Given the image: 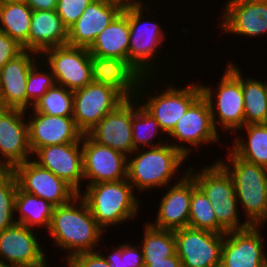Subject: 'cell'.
Masks as SVG:
<instances>
[{
  "instance_id": "d590c367",
  "label": "cell",
  "mask_w": 267,
  "mask_h": 267,
  "mask_svg": "<svg viewBox=\"0 0 267 267\" xmlns=\"http://www.w3.org/2000/svg\"><path fill=\"white\" fill-rule=\"evenodd\" d=\"M54 75L46 64L39 59L30 69L26 84L27 110L55 85Z\"/></svg>"
},
{
  "instance_id": "b9f144b4",
  "label": "cell",
  "mask_w": 267,
  "mask_h": 267,
  "mask_svg": "<svg viewBox=\"0 0 267 267\" xmlns=\"http://www.w3.org/2000/svg\"><path fill=\"white\" fill-rule=\"evenodd\" d=\"M144 267H182V262L177 253H175L173 256L162 260L144 261Z\"/></svg>"
},
{
  "instance_id": "836d02e7",
  "label": "cell",
  "mask_w": 267,
  "mask_h": 267,
  "mask_svg": "<svg viewBox=\"0 0 267 267\" xmlns=\"http://www.w3.org/2000/svg\"><path fill=\"white\" fill-rule=\"evenodd\" d=\"M189 227L225 234L227 231L217 222L216 214L204 192L193 178V191L190 200Z\"/></svg>"
},
{
  "instance_id": "3957f363",
  "label": "cell",
  "mask_w": 267,
  "mask_h": 267,
  "mask_svg": "<svg viewBox=\"0 0 267 267\" xmlns=\"http://www.w3.org/2000/svg\"><path fill=\"white\" fill-rule=\"evenodd\" d=\"M153 6L151 5L150 7L144 1V3L142 2L129 7L130 40L128 60L142 77L153 76L159 79L157 76L161 74H159L157 69L160 68L161 63L166 65L167 60L166 58L163 62L162 55L164 56V54L161 51L164 50L161 47L170 36L167 38L166 28H163L159 21L151 17L156 13L154 10L152 11Z\"/></svg>"
},
{
  "instance_id": "5bb4252c",
  "label": "cell",
  "mask_w": 267,
  "mask_h": 267,
  "mask_svg": "<svg viewBox=\"0 0 267 267\" xmlns=\"http://www.w3.org/2000/svg\"><path fill=\"white\" fill-rule=\"evenodd\" d=\"M11 172L20 190L43 198L54 207L64 205L78 195L64 180L40 167L32 159L15 166Z\"/></svg>"
},
{
  "instance_id": "6da1fadb",
  "label": "cell",
  "mask_w": 267,
  "mask_h": 267,
  "mask_svg": "<svg viewBox=\"0 0 267 267\" xmlns=\"http://www.w3.org/2000/svg\"><path fill=\"white\" fill-rule=\"evenodd\" d=\"M46 232L56 248L65 251L63 261L79 253L97 251L106 233L79 194L70 202L54 207Z\"/></svg>"
},
{
  "instance_id": "2e32d148",
  "label": "cell",
  "mask_w": 267,
  "mask_h": 267,
  "mask_svg": "<svg viewBox=\"0 0 267 267\" xmlns=\"http://www.w3.org/2000/svg\"><path fill=\"white\" fill-rule=\"evenodd\" d=\"M84 186L127 179V156L82 135ZM86 182V185H85Z\"/></svg>"
},
{
  "instance_id": "7402d4cb",
  "label": "cell",
  "mask_w": 267,
  "mask_h": 267,
  "mask_svg": "<svg viewBox=\"0 0 267 267\" xmlns=\"http://www.w3.org/2000/svg\"><path fill=\"white\" fill-rule=\"evenodd\" d=\"M165 188L166 191H164L158 204L156 219L147 222L155 228L172 231L187 227L193 177L187 173L180 181Z\"/></svg>"
},
{
  "instance_id": "cb8c5ba5",
  "label": "cell",
  "mask_w": 267,
  "mask_h": 267,
  "mask_svg": "<svg viewBox=\"0 0 267 267\" xmlns=\"http://www.w3.org/2000/svg\"><path fill=\"white\" fill-rule=\"evenodd\" d=\"M117 3L93 0L68 29L67 45L90 48L97 36L123 11Z\"/></svg>"
},
{
  "instance_id": "bcb514c9",
  "label": "cell",
  "mask_w": 267,
  "mask_h": 267,
  "mask_svg": "<svg viewBox=\"0 0 267 267\" xmlns=\"http://www.w3.org/2000/svg\"><path fill=\"white\" fill-rule=\"evenodd\" d=\"M8 172V170L0 163V179Z\"/></svg>"
},
{
  "instance_id": "277c9868",
  "label": "cell",
  "mask_w": 267,
  "mask_h": 267,
  "mask_svg": "<svg viewBox=\"0 0 267 267\" xmlns=\"http://www.w3.org/2000/svg\"><path fill=\"white\" fill-rule=\"evenodd\" d=\"M83 190L79 195L105 232H108L110 227H119L120 224L139 218L138 213L143 202L139 200V193H135L127 179L99 182L87 185Z\"/></svg>"
},
{
  "instance_id": "484cf974",
  "label": "cell",
  "mask_w": 267,
  "mask_h": 267,
  "mask_svg": "<svg viewBox=\"0 0 267 267\" xmlns=\"http://www.w3.org/2000/svg\"><path fill=\"white\" fill-rule=\"evenodd\" d=\"M68 29L56 10L33 11L28 34V51H43L67 45Z\"/></svg>"
},
{
  "instance_id": "83f0119b",
  "label": "cell",
  "mask_w": 267,
  "mask_h": 267,
  "mask_svg": "<svg viewBox=\"0 0 267 267\" xmlns=\"http://www.w3.org/2000/svg\"><path fill=\"white\" fill-rule=\"evenodd\" d=\"M239 131L246 133L244 139ZM234 136L230 149L239 158L267 168V123L244 125Z\"/></svg>"
},
{
  "instance_id": "7dc6e473",
  "label": "cell",
  "mask_w": 267,
  "mask_h": 267,
  "mask_svg": "<svg viewBox=\"0 0 267 267\" xmlns=\"http://www.w3.org/2000/svg\"><path fill=\"white\" fill-rule=\"evenodd\" d=\"M4 264L2 262V260L0 259V267H2Z\"/></svg>"
},
{
  "instance_id": "4fadbf2b",
  "label": "cell",
  "mask_w": 267,
  "mask_h": 267,
  "mask_svg": "<svg viewBox=\"0 0 267 267\" xmlns=\"http://www.w3.org/2000/svg\"><path fill=\"white\" fill-rule=\"evenodd\" d=\"M41 244L33 228L16 223L0 232V259L10 267H49Z\"/></svg>"
},
{
  "instance_id": "ba28073f",
  "label": "cell",
  "mask_w": 267,
  "mask_h": 267,
  "mask_svg": "<svg viewBox=\"0 0 267 267\" xmlns=\"http://www.w3.org/2000/svg\"><path fill=\"white\" fill-rule=\"evenodd\" d=\"M202 167L197 171L189 165L188 173L210 201L217 222L227 232L248 228L250 225L244 220L241 221L235 187L229 172L216 158L211 165Z\"/></svg>"
},
{
  "instance_id": "ab89813d",
  "label": "cell",
  "mask_w": 267,
  "mask_h": 267,
  "mask_svg": "<svg viewBox=\"0 0 267 267\" xmlns=\"http://www.w3.org/2000/svg\"><path fill=\"white\" fill-rule=\"evenodd\" d=\"M65 262L70 267H112L98 250L76 254Z\"/></svg>"
},
{
  "instance_id": "7c38bea8",
  "label": "cell",
  "mask_w": 267,
  "mask_h": 267,
  "mask_svg": "<svg viewBox=\"0 0 267 267\" xmlns=\"http://www.w3.org/2000/svg\"><path fill=\"white\" fill-rule=\"evenodd\" d=\"M174 236L182 267H220L224 234L187 226Z\"/></svg>"
},
{
  "instance_id": "e0dca14e",
  "label": "cell",
  "mask_w": 267,
  "mask_h": 267,
  "mask_svg": "<svg viewBox=\"0 0 267 267\" xmlns=\"http://www.w3.org/2000/svg\"><path fill=\"white\" fill-rule=\"evenodd\" d=\"M26 114L22 109L0 108V163L8 171L32 159Z\"/></svg>"
},
{
  "instance_id": "52a82bcc",
  "label": "cell",
  "mask_w": 267,
  "mask_h": 267,
  "mask_svg": "<svg viewBox=\"0 0 267 267\" xmlns=\"http://www.w3.org/2000/svg\"><path fill=\"white\" fill-rule=\"evenodd\" d=\"M227 63L220 81L216 84L217 87L203 85L201 82L200 86L202 96L210 106L215 130L224 134L227 131L226 134L233 136V132L236 133L244 126L243 72L235 62L229 61Z\"/></svg>"
},
{
  "instance_id": "d6a6232c",
  "label": "cell",
  "mask_w": 267,
  "mask_h": 267,
  "mask_svg": "<svg viewBox=\"0 0 267 267\" xmlns=\"http://www.w3.org/2000/svg\"><path fill=\"white\" fill-rule=\"evenodd\" d=\"M142 241L138 243L143 252L144 261H158L176 253L174 231L158 229L144 222Z\"/></svg>"
},
{
  "instance_id": "4316f807",
  "label": "cell",
  "mask_w": 267,
  "mask_h": 267,
  "mask_svg": "<svg viewBox=\"0 0 267 267\" xmlns=\"http://www.w3.org/2000/svg\"><path fill=\"white\" fill-rule=\"evenodd\" d=\"M130 40L129 7L123 11L97 36L89 48L93 55L128 60Z\"/></svg>"
},
{
  "instance_id": "ee69618b",
  "label": "cell",
  "mask_w": 267,
  "mask_h": 267,
  "mask_svg": "<svg viewBox=\"0 0 267 267\" xmlns=\"http://www.w3.org/2000/svg\"><path fill=\"white\" fill-rule=\"evenodd\" d=\"M105 1L117 3L120 6H122L123 8H125V7H130L132 5L140 4V3L144 2L145 0H105ZM146 1L147 2L151 1V3H152L153 0H146Z\"/></svg>"
},
{
  "instance_id": "1f68e13d",
  "label": "cell",
  "mask_w": 267,
  "mask_h": 267,
  "mask_svg": "<svg viewBox=\"0 0 267 267\" xmlns=\"http://www.w3.org/2000/svg\"><path fill=\"white\" fill-rule=\"evenodd\" d=\"M242 74L244 125L267 123V88L264 79Z\"/></svg>"
},
{
  "instance_id": "9c48e42d",
  "label": "cell",
  "mask_w": 267,
  "mask_h": 267,
  "mask_svg": "<svg viewBox=\"0 0 267 267\" xmlns=\"http://www.w3.org/2000/svg\"><path fill=\"white\" fill-rule=\"evenodd\" d=\"M166 138L167 143L179 149L188 158L191 152H197L203 145L212 147L216 142L221 144V136L212 122L210 106L202 95L188 108Z\"/></svg>"
},
{
  "instance_id": "603a6c76",
  "label": "cell",
  "mask_w": 267,
  "mask_h": 267,
  "mask_svg": "<svg viewBox=\"0 0 267 267\" xmlns=\"http://www.w3.org/2000/svg\"><path fill=\"white\" fill-rule=\"evenodd\" d=\"M39 59V54L23 50L0 69V108L27 111L28 73Z\"/></svg>"
},
{
  "instance_id": "30bf717a",
  "label": "cell",
  "mask_w": 267,
  "mask_h": 267,
  "mask_svg": "<svg viewBox=\"0 0 267 267\" xmlns=\"http://www.w3.org/2000/svg\"><path fill=\"white\" fill-rule=\"evenodd\" d=\"M88 48L64 45L43 51L39 56L54 75L55 83L77 90L92 82Z\"/></svg>"
},
{
  "instance_id": "74e56055",
  "label": "cell",
  "mask_w": 267,
  "mask_h": 267,
  "mask_svg": "<svg viewBox=\"0 0 267 267\" xmlns=\"http://www.w3.org/2000/svg\"><path fill=\"white\" fill-rule=\"evenodd\" d=\"M100 249L98 251L112 267H144L143 252L138 243L127 242L121 243L117 247L116 245L115 247L112 246L109 248L111 251H108V254H105V251L103 252Z\"/></svg>"
},
{
  "instance_id": "e575fe53",
  "label": "cell",
  "mask_w": 267,
  "mask_h": 267,
  "mask_svg": "<svg viewBox=\"0 0 267 267\" xmlns=\"http://www.w3.org/2000/svg\"><path fill=\"white\" fill-rule=\"evenodd\" d=\"M30 111L51 116H73V91L55 84L34 103Z\"/></svg>"
},
{
  "instance_id": "d4e9b609",
  "label": "cell",
  "mask_w": 267,
  "mask_h": 267,
  "mask_svg": "<svg viewBox=\"0 0 267 267\" xmlns=\"http://www.w3.org/2000/svg\"><path fill=\"white\" fill-rule=\"evenodd\" d=\"M92 80L116 89L125 99L137 96L141 74L129 60L90 54Z\"/></svg>"
},
{
  "instance_id": "7bdbcfd3",
  "label": "cell",
  "mask_w": 267,
  "mask_h": 267,
  "mask_svg": "<svg viewBox=\"0 0 267 267\" xmlns=\"http://www.w3.org/2000/svg\"><path fill=\"white\" fill-rule=\"evenodd\" d=\"M58 0H26L32 11L56 10Z\"/></svg>"
},
{
  "instance_id": "9a60e30c",
  "label": "cell",
  "mask_w": 267,
  "mask_h": 267,
  "mask_svg": "<svg viewBox=\"0 0 267 267\" xmlns=\"http://www.w3.org/2000/svg\"><path fill=\"white\" fill-rule=\"evenodd\" d=\"M220 12L217 20L222 34L267 35V0H227Z\"/></svg>"
},
{
  "instance_id": "ac0fdd59",
  "label": "cell",
  "mask_w": 267,
  "mask_h": 267,
  "mask_svg": "<svg viewBox=\"0 0 267 267\" xmlns=\"http://www.w3.org/2000/svg\"><path fill=\"white\" fill-rule=\"evenodd\" d=\"M32 156V160L40 167L64 180L78 194L83 190L82 137L74 143L44 146Z\"/></svg>"
},
{
  "instance_id": "f35d334b",
  "label": "cell",
  "mask_w": 267,
  "mask_h": 267,
  "mask_svg": "<svg viewBox=\"0 0 267 267\" xmlns=\"http://www.w3.org/2000/svg\"><path fill=\"white\" fill-rule=\"evenodd\" d=\"M93 0H58L56 12L69 29Z\"/></svg>"
},
{
  "instance_id": "8d00e7d4",
  "label": "cell",
  "mask_w": 267,
  "mask_h": 267,
  "mask_svg": "<svg viewBox=\"0 0 267 267\" xmlns=\"http://www.w3.org/2000/svg\"><path fill=\"white\" fill-rule=\"evenodd\" d=\"M17 188L15 175L8 171L0 179V232L16 224L14 205Z\"/></svg>"
},
{
  "instance_id": "5b68a950",
  "label": "cell",
  "mask_w": 267,
  "mask_h": 267,
  "mask_svg": "<svg viewBox=\"0 0 267 267\" xmlns=\"http://www.w3.org/2000/svg\"><path fill=\"white\" fill-rule=\"evenodd\" d=\"M224 147L229 150L227 163L221 157L217 161L232 177L239 208L246 215L245 221L251 226H264L267 222V168L243 160L230 147Z\"/></svg>"
},
{
  "instance_id": "f1b7e54d",
  "label": "cell",
  "mask_w": 267,
  "mask_h": 267,
  "mask_svg": "<svg viewBox=\"0 0 267 267\" xmlns=\"http://www.w3.org/2000/svg\"><path fill=\"white\" fill-rule=\"evenodd\" d=\"M54 206L36 195L17 188L15 195V220L17 224L33 229H49ZM19 215V216H17Z\"/></svg>"
},
{
  "instance_id": "8992f818",
  "label": "cell",
  "mask_w": 267,
  "mask_h": 267,
  "mask_svg": "<svg viewBox=\"0 0 267 267\" xmlns=\"http://www.w3.org/2000/svg\"><path fill=\"white\" fill-rule=\"evenodd\" d=\"M151 82L158 83V80L156 81L153 76L142 77L136 98L140 105L156 119L161 130L167 136L188 108L202 95L201 86L200 83H194L192 80L193 83L189 82L185 87L178 86V88L173 83L168 82L167 84L165 80V83H161L165 89L163 88L161 91L159 88L154 89L157 85L159 87L160 81L158 84L154 83V86Z\"/></svg>"
},
{
  "instance_id": "44dd1931",
  "label": "cell",
  "mask_w": 267,
  "mask_h": 267,
  "mask_svg": "<svg viewBox=\"0 0 267 267\" xmlns=\"http://www.w3.org/2000/svg\"><path fill=\"white\" fill-rule=\"evenodd\" d=\"M29 145L32 155L44 146L78 142L83 133L72 116H51L27 110ZM32 113V114H31Z\"/></svg>"
},
{
  "instance_id": "7a4b0ae2",
  "label": "cell",
  "mask_w": 267,
  "mask_h": 267,
  "mask_svg": "<svg viewBox=\"0 0 267 267\" xmlns=\"http://www.w3.org/2000/svg\"><path fill=\"white\" fill-rule=\"evenodd\" d=\"M187 158L170 143L134 150L127 157V180L136 193L151 192L156 188L165 190L166 186L180 181L188 173V167L181 170L183 163L189 160ZM174 177L177 181H173Z\"/></svg>"
},
{
  "instance_id": "ffe728a7",
  "label": "cell",
  "mask_w": 267,
  "mask_h": 267,
  "mask_svg": "<svg viewBox=\"0 0 267 267\" xmlns=\"http://www.w3.org/2000/svg\"><path fill=\"white\" fill-rule=\"evenodd\" d=\"M133 98L125 99L86 134L95 142L127 157L134 151L132 137Z\"/></svg>"
},
{
  "instance_id": "8fae6325",
  "label": "cell",
  "mask_w": 267,
  "mask_h": 267,
  "mask_svg": "<svg viewBox=\"0 0 267 267\" xmlns=\"http://www.w3.org/2000/svg\"><path fill=\"white\" fill-rule=\"evenodd\" d=\"M124 100L116 89L94 81L74 90L72 117L76 127L86 134Z\"/></svg>"
},
{
  "instance_id": "f6af8a7d",
  "label": "cell",
  "mask_w": 267,
  "mask_h": 267,
  "mask_svg": "<svg viewBox=\"0 0 267 267\" xmlns=\"http://www.w3.org/2000/svg\"><path fill=\"white\" fill-rule=\"evenodd\" d=\"M26 2V0H0V3H21Z\"/></svg>"
},
{
  "instance_id": "f546056e",
  "label": "cell",
  "mask_w": 267,
  "mask_h": 267,
  "mask_svg": "<svg viewBox=\"0 0 267 267\" xmlns=\"http://www.w3.org/2000/svg\"><path fill=\"white\" fill-rule=\"evenodd\" d=\"M32 13L26 2L0 3V30L27 51Z\"/></svg>"
},
{
  "instance_id": "4dcf8cb0",
  "label": "cell",
  "mask_w": 267,
  "mask_h": 267,
  "mask_svg": "<svg viewBox=\"0 0 267 267\" xmlns=\"http://www.w3.org/2000/svg\"><path fill=\"white\" fill-rule=\"evenodd\" d=\"M162 135L166 137L156 119L140 105L136 97H133L132 137L134 150L167 143V138L164 137L159 141L153 140L159 136L162 137ZM163 139L165 140L163 141Z\"/></svg>"
},
{
  "instance_id": "60d3db41",
  "label": "cell",
  "mask_w": 267,
  "mask_h": 267,
  "mask_svg": "<svg viewBox=\"0 0 267 267\" xmlns=\"http://www.w3.org/2000/svg\"><path fill=\"white\" fill-rule=\"evenodd\" d=\"M22 51L21 45L0 30V69Z\"/></svg>"
},
{
  "instance_id": "d6986e66",
  "label": "cell",
  "mask_w": 267,
  "mask_h": 267,
  "mask_svg": "<svg viewBox=\"0 0 267 267\" xmlns=\"http://www.w3.org/2000/svg\"><path fill=\"white\" fill-rule=\"evenodd\" d=\"M261 227L250 225L244 230L226 232L220 267H266L267 252Z\"/></svg>"
}]
</instances>
